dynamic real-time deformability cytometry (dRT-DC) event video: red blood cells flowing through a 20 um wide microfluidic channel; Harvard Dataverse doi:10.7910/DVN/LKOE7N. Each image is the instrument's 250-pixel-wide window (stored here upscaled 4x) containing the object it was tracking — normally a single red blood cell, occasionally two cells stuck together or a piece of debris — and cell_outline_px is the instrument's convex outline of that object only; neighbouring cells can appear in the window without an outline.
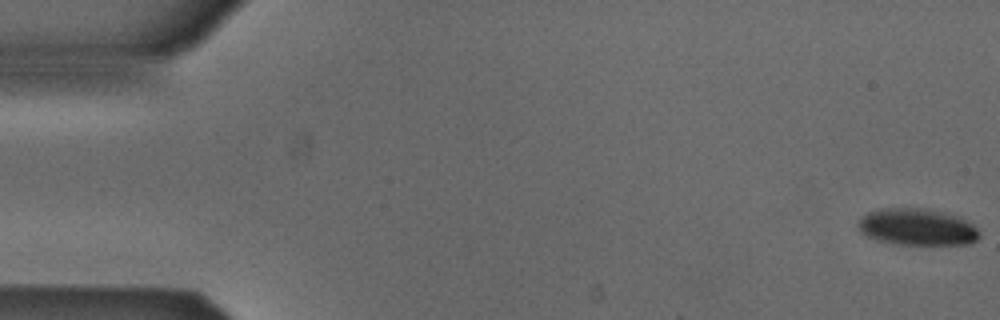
{"species": "Egyptian fruit bat (a non-hibernating species)", "species_latin": "Rousettus aegyptiacus", "temperature_condition": "cold", "stored_images_in_passage": 53, "camera_frame_rate_fps": 3000, "um_per_image_px": 0.085, "animal": {"sex": "male"}, "frame": {"image": 1, "passage_image": 1, "time_ms": 0.0, "image_size_px": [1000, 320], "cell_outline_px": [[980, 236], [976, 240], [968, 244], [900, 244], [880, 240], [868, 236], [860, 232], [856, 224], [860, 216], [868, 212], [884, 208], [924, 208], [956, 216], [972, 224], [980, 232]], "centroid_in_image_um": [77.92, 19.29], "position_along_channel_um": 7.1, "area_um2": 25.72}}
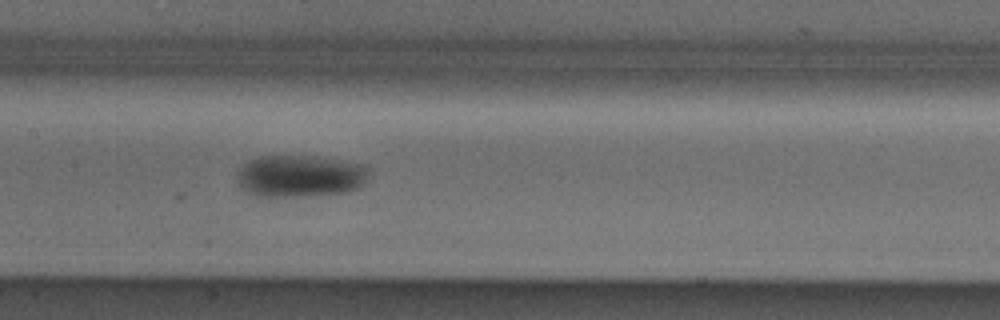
{"frame": {"image": 2, "passage_image": 26, "time_ms": 8.333, "image_size_px": [1000, 320], "cell_outline_px": [[368, 172], [364, 184], [348, 192], [316, 196], [260, 196], [248, 192], [240, 188], [236, 180], [240, 168], [244, 164], [260, 156], [304, 156], [340, 160], [364, 164], [368, 168]], "centroid_in_image_um": [25.51, 14.98], "position_along_channel_um": 181.9, "area_um2": 32.25}}
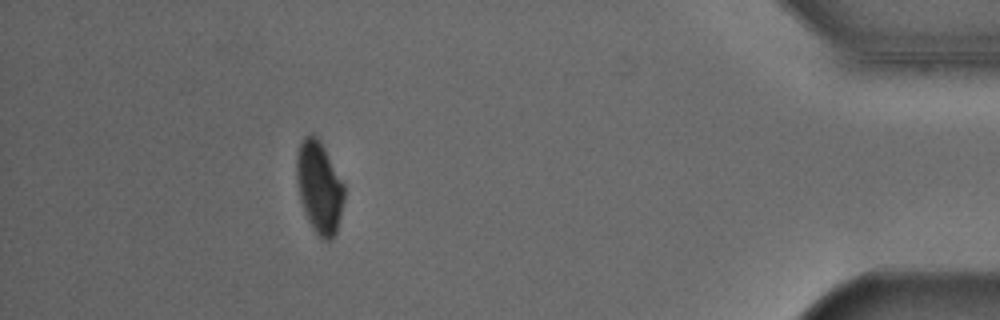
{"frame": {"image": 3, "passage_image": 48, "time_ms": 15.667, "image_size_px": [1000, 320], "cell_outline_px": [[344, 200], [336, 232], [332, 240], [324, 240], [316, 236], [304, 212], [300, 200], [296, 180], [296, 156], [300, 144], [304, 136], [316, 136], [320, 140], [344, 184]], "centroid_in_image_um": [27.12, 15.95], "position_along_channel_um": 408.1, "area_um2": 25.55}, "authors_computed_cell_mechanics": {"area_um2": 28.8422, "velocity_mm_per_s": 3.8681, "shape_relaxation_time_tau1_ms": 4.9236, "shape_relaxation_time_tau2_ms": null, "deformation_change_tau1": 0.1054, "deformation_change_tau2": null}}